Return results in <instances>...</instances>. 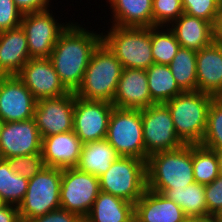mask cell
<instances>
[{"instance_id":"ab89813d","label":"cell","mask_w":222,"mask_h":222,"mask_svg":"<svg viewBox=\"0 0 222 222\" xmlns=\"http://www.w3.org/2000/svg\"><path fill=\"white\" fill-rule=\"evenodd\" d=\"M0 222H21L18 206L6 204L0 208Z\"/></svg>"},{"instance_id":"8992f818","label":"cell","mask_w":222,"mask_h":222,"mask_svg":"<svg viewBox=\"0 0 222 222\" xmlns=\"http://www.w3.org/2000/svg\"><path fill=\"white\" fill-rule=\"evenodd\" d=\"M100 191L135 204L147 189L146 161L119 156L99 177Z\"/></svg>"},{"instance_id":"f35d334b","label":"cell","mask_w":222,"mask_h":222,"mask_svg":"<svg viewBox=\"0 0 222 222\" xmlns=\"http://www.w3.org/2000/svg\"><path fill=\"white\" fill-rule=\"evenodd\" d=\"M18 9L23 13H32L47 10L50 0H13ZM52 1V0H51Z\"/></svg>"},{"instance_id":"4dcf8cb0","label":"cell","mask_w":222,"mask_h":222,"mask_svg":"<svg viewBox=\"0 0 222 222\" xmlns=\"http://www.w3.org/2000/svg\"><path fill=\"white\" fill-rule=\"evenodd\" d=\"M151 45L154 63L164 65L171 63L181 47L173 32L166 26L151 27Z\"/></svg>"},{"instance_id":"ffe728a7","label":"cell","mask_w":222,"mask_h":222,"mask_svg":"<svg viewBox=\"0 0 222 222\" xmlns=\"http://www.w3.org/2000/svg\"><path fill=\"white\" fill-rule=\"evenodd\" d=\"M197 91L222 95V44L212 42L197 51Z\"/></svg>"},{"instance_id":"d6986e66","label":"cell","mask_w":222,"mask_h":222,"mask_svg":"<svg viewBox=\"0 0 222 222\" xmlns=\"http://www.w3.org/2000/svg\"><path fill=\"white\" fill-rule=\"evenodd\" d=\"M83 143L73 132H63L42 138L41 154L45 166L76 167Z\"/></svg>"},{"instance_id":"2e32d148","label":"cell","mask_w":222,"mask_h":222,"mask_svg":"<svg viewBox=\"0 0 222 222\" xmlns=\"http://www.w3.org/2000/svg\"><path fill=\"white\" fill-rule=\"evenodd\" d=\"M17 76L37 100L69 93L49 58H30Z\"/></svg>"},{"instance_id":"60d3db41","label":"cell","mask_w":222,"mask_h":222,"mask_svg":"<svg viewBox=\"0 0 222 222\" xmlns=\"http://www.w3.org/2000/svg\"><path fill=\"white\" fill-rule=\"evenodd\" d=\"M212 28H213V41L222 44V5L218 6Z\"/></svg>"},{"instance_id":"681fc988","label":"cell","mask_w":222,"mask_h":222,"mask_svg":"<svg viewBox=\"0 0 222 222\" xmlns=\"http://www.w3.org/2000/svg\"><path fill=\"white\" fill-rule=\"evenodd\" d=\"M213 222H222V220H212Z\"/></svg>"},{"instance_id":"836d02e7","label":"cell","mask_w":222,"mask_h":222,"mask_svg":"<svg viewBox=\"0 0 222 222\" xmlns=\"http://www.w3.org/2000/svg\"><path fill=\"white\" fill-rule=\"evenodd\" d=\"M11 169L26 179H30L40 172L44 167V159L41 153L15 156L6 159Z\"/></svg>"},{"instance_id":"8fae6325","label":"cell","mask_w":222,"mask_h":222,"mask_svg":"<svg viewBox=\"0 0 222 222\" xmlns=\"http://www.w3.org/2000/svg\"><path fill=\"white\" fill-rule=\"evenodd\" d=\"M50 9L23 14L20 26L27 38L31 58H49L57 39L71 23H59Z\"/></svg>"},{"instance_id":"e575fe53","label":"cell","mask_w":222,"mask_h":222,"mask_svg":"<svg viewBox=\"0 0 222 222\" xmlns=\"http://www.w3.org/2000/svg\"><path fill=\"white\" fill-rule=\"evenodd\" d=\"M185 14L214 23L218 4L217 0H182Z\"/></svg>"},{"instance_id":"1f68e13d","label":"cell","mask_w":222,"mask_h":222,"mask_svg":"<svg viewBox=\"0 0 222 222\" xmlns=\"http://www.w3.org/2000/svg\"><path fill=\"white\" fill-rule=\"evenodd\" d=\"M200 145L222 151V100L215 97L208 110L207 127Z\"/></svg>"},{"instance_id":"4fadbf2b","label":"cell","mask_w":222,"mask_h":222,"mask_svg":"<svg viewBox=\"0 0 222 222\" xmlns=\"http://www.w3.org/2000/svg\"><path fill=\"white\" fill-rule=\"evenodd\" d=\"M75 93L42 98L36 103L34 119L41 137L73 131Z\"/></svg>"},{"instance_id":"74e56055","label":"cell","mask_w":222,"mask_h":222,"mask_svg":"<svg viewBox=\"0 0 222 222\" xmlns=\"http://www.w3.org/2000/svg\"><path fill=\"white\" fill-rule=\"evenodd\" d=\"M28 222H84V220L78 214L60 207Z\"/></svg>"},{"instance_id":"5b68a950","label":"cell","mask_w":222,"mask_h":222,"mask_svg":"<svg viewBox=\"0 0 222 222\" xmlns=\"http://www.w3.org/2000/svg\"><path fill=\"white\" fill-rule=\"evenodd\" d=\"M109 30V31H108ZM102 42L125 68L147 70L152 64L151 27H122L111 25Z\"/></svg>"},{"instance_id":"83f0119b","label":"cell","mask_w":222,"mask_h":222,"mask_svg":"<svg viewBox=\"0 0 222 222\" xmlns=\"http://www.w3.org/2000/svg\"><path fill=\"white\" fill-rule=\"evenodd\" d=\"M197 51L180 47L168 65L178 86L185 91H197Z\"/></svg>"},{"instance_id":"d590c367","label":"cell","mask_w":222,"mask_h":222,"mask_svg":"<svg viewBox=\"0 0 222 222\" xmlns=\"http://www.w3.org/2000/svg\"><path fill=\"white\" fill-rule=\"evenodd\" d=\"M22 17L13 0H0V32L20 27Z\"/></svg>"},{"instance_id":"f546056e","label":"cell","mask_w":222,"mask_h":222,"mask_svg":"<svg viewBox=\"0 0 222 222\" xmlns=\"http://www.w3.org/2000/svg\"><path fill=\"white\" fill-rule=\"evenodd\" d=\"M192 165L194 181L199 184H209L219 176L216 151L200 144L192 145Z\"/></svg>"},{"instance_id":"9a60e30c","label":"cell","mask_w":222,"mask_h":222,"mask_svg":"<svg viewBox=\"0 0 222 222\" xmlns=\"http://www.w3.org/2000/svg\"><path fill=\"white\" fill-rule=\"evenodd\" d=\"M42 137L35 119L5 122L0 133V158L41 153Z\"/></svg>"},{"instance_id":"603a6c76","label":"cell","mask_w":222,"mask_h":222,"mask_svg":"<svg viewBox=\"0 0 222 222\" xmlns=\"http://www.w3.org/2000/svg\"><path fill=\"white\" fill-rule=\"evenodd\" d=\"M111 25L122 27H153V0H107Z\"/></svg>"},{"instance_id":"3957f363","label":"cell","mask_w":222,"mask_h":222,"mask_svg":"<svg viewBox=\"0 0 222 222\" xmlns=\"http://www.w3.org/2000/svg\"><path fill=\"white\" fill-rule=\"evenodd\" d=\"M122 71L120 61L101 42L91 55L83 81L75 95L85 100L112 103Z\"/></svg>"},{"instance_id":"cb8c5ba5","label":"cell","mask_w":222,"mask_h":222,"mask_svg":"<svg viewBox=\"0 0 222 222\" xmlns=\"http://www.w3.org/2000/svg\"><path fill=\"white\" fill-rule=\"evenodd\" d=\"M84 222H134V204L100 191Z\"/></svg>"},{"instance_id":"484cf974","label":"cell","mask_w":222,"mask_h":222,"mask_svg":"<svg viewBox=\"0 0 222 222\" xmlns=\"http://www.w3.org/2000/svg\"><path fill=\"white\" fill-rule=\"evenodd\" d=\"M163 195L180 206L187 218H210L204 184L194 182L181 188L167 189Z\"/></svg>"},{"instance_id":"5bb4252c","label":"cell","mask_w":222,"mask_h":222,"mask_svg":"<svg viewBox=\"0 0 222 222\" xmlns=\"http://www.w3.org/2000/svg\"><path fill=\"white\" fill-rule=\"evenodd\" d=\"M37 99L17 75L0 76V117L5 122L34 118Z\"/></svg>"},{"instance_id":"c3c4849f","label":"cell","mask_w":222,"mask_h":222,"mask_svg":"<svg viewBox=\"0 0 222 222\" xmlns=\"http://www.w3.org/2000/svg\"><path fill=\"white\" fill-rule=\"evenodd\" d=\"M206 222H213L211 218H206Z\"/></svg>"},{"instance_id":"7c38bea8","label":"cell","mask_w":222,"mask_h":222,"mask_svg":"<svg viewBox=\"0 0 222 222\" xmlns=\"http://www.w3.org/2000/svg\"><path fill=\"white\" fill-rule=\"evenodd\" d=\"M113 107L107 101L85 100L75 95L73 132L83 144L106 139Z\"/></svg>"},{"instance_id":"b9f144b4","label":"cell","mask_w":222,"mask_h":222,"mask_svg":"<svg viewBox=\"0 0 222 222\" xmlns=\"http://www.w3.org/2000/svg\"><path fill=\"white\" fill-rule=\"evenodd\" d=\"M218 158L219 175L222 176V151H216Z\"/></svg>"},{"instance_id":"4316f807","label":"cell","mask_w":222,"mask_h":222,"mask_svg":"<svg viewBox=\"0 0 222 222\" xmlns=\"http://www.w3.org/2000/svg\"><path fill=\"white\" fill-rule=\"evenodd\" d=\"M146 73L150 96L155 104L166 103L184 92L178 86L168 65L154 63Z\"/></svg>"},{"instance_id":"7dc6e473","label":"cell","mask_w":222,"mask_h":222,"mask_svg":"<svg viewBox=\"0 0 222 222\" xmlns=\"http://www.w3.org/2000/svg\"><path fill=\"white\" fill-rule=\"evenodd\" d=\"M218 6L222 5V0H217Z\"/></svg>"},{"instance_id":"277c9868","label":"cell","mask_w":222,"mask_h":222,"mask_svg":"<svg viewBox=\"0 0 222 222\" xmlns=\"http://www.w3.org/2000/svg\"><path fill=\"white\" fill-rule=\"evenodd\" d=\"M215 97L200 91H185L165 104L176 134L184 144H200L207 127L208 110Z\"/></svg>"},{"instance_id":"f1b7e54d","label":"cell","mask_w":222,"mask_h":222,"mask_svg":"<svg viewBox=\"0 0 222 222\" xmlns=\"http://www.w3.org/2000/svg\"><path fill=\"white\" fill-rule=\"evenodd\" d=\"M29 180L14 172L6 159L0 158V196L6 204L19 206L27 192Z\"/></svg>"},{"instance_id":"8d00e7d4","label":"cell","mask_w":222,"mask_h":222,"mask_svg":"<svg viewBox=\"0 0 222 222\" xmlns=\"http://www.w3.org/2000/svg\"><path fill=\"white\" fill-rule=\"evenodd\" d=\"M205 200L208 215L214 216L222 208V176L205 185Z\"/></svg>"},{"instance_id":"d4e9b609","label":"cell","mask_w":222,"mask_h":222,"mask_svg":"<svg viewBox=\"0 0 222 222\" xmlns=\"http://www.w3.org/2000/svg\"><path fill=\"white\" fill-rule=\"evenodd\" d=\"M118 157L106 139L87 142L82 145L76 168L99 178Z\"/></svg>"},{"instance_id":"bcb514c9","label":"cell","mask_w":222,"mask_h":222,"mask_svg":"<svg viewBox=\"0 0 222 222\" xmlns=\"http://www.w3.org/2000/svg\"><path fill=\"white\" fill-rule=\"evenodd\" d=\"M5 205H6V203L3 201V199L0 196V208H2Z\"/></svg>"},{"instance_id":"e0dca14e","label":"cell","mask_w":222,"mask_h":222,"mask_svg":"<svg viewBox=\"0 0 222 222\" xmlns=\"http://www.w3.org/2000/svg\"><path fill=\"white\" fill-rule=\"evenodd\" d=\"M112 104L117 108L139 110L155 104L150 96L146 70L123 69Z\"/></svg>"},{"instance_id":"9c48e42d","label":"cell","mask_w":222,"mask_h":222,"mask_svg":"<svg viewBox=\"0 0 222 222\" xmlns=\"http://www.w3.org/2000/svg\"><path fill=\"white\" fill-rule=\"evenodd\" d=\"M145 161L152 154L180 148L170 110L165 103L141 109Z\"/></svg>"},{"instance_id":"7402d4cb","label":"cell","mask_w":222,"mask_h":222,"mask_svg":"<svg viewBox=\"0 0 222 222\" xmlns=\"http://www.w3.org/2000/svg\"><path fill=\"white\" fill-rule=\"evenodd\" d=\"M180 46L199 51L213 42L212 24L183 13L169 26Z\"/></svg>"},{"instance_id":"f6af8a7d","label":"cell","mask_w":222,"mask_h":222,"mask_svg":"<svg viewBox=\"0 0 222 222\" xmlns=\"http://www.w3.org/2000/svg\"><path fill=\"white\" fill-rule=\"evenodd\" d=\"M4 124H5V121L0 117V133L3 129Z\"/></svg>"},{"instance_id":"d6a6232c","label":"cell","mask_w":222,"mask_h":222,"mask_svg":"<svg viewBox=\"0 0 222 222\" xmlns=\"http://www.w3.org/2000/svg\"><path fill=\"white\" fill-rule=\"evenodd\" d=\"M183 13L182 0H153V27H168Z\"/></svg>"},{"instance_id":"44dd1931","label":"cell","mask_w":222,"mask_h":222,"mask_svg":"<svg viewBox=\"0 0 222 222\" xmlns=\"http://www.w3.org/2000/svg\"><path fill=\"white\" fill-rule=\"evenodd\" d=\"M30 58L21 26L0 32V76L18 75Z\"/></svg>"},{"instance_id":"ba28073f","label":"cell","mask_w":222,"mask_h":222,"mask_svg":"<svg viewBox=\"0 0 222 222\" xmlns=\"http://www.w3.org/2000/svg\"><path fill=\"white\" fill-rule=\"evenodd\" d=\"M106 140L119 156L145 160L141 110L113 107Z\"/></svg>"},{"instance_id":"7bdbcfd3","label":"cell","mask_w":222,"mask_h":222,"mask_svg":"<svg viewBox=\"0 0 222 222\" xmlns=\"http://www.w3.org/2000/svg\"><path fill=\"white\" fill-rule=\"evenodd\" d=\"M185 222H206V218H188Z\"/></svg>"},{"instance_id":"6da1fadb","label":"cell","mask_w":222,"mask_h":222,"mask_svg":"<svg viewBox=\"0 0 222 222\" xmlns=\"http://www.w3.org/2000/svg\"><path fill=\"white\" fill-rule=\"evenodd\" d=\"M86 29L78 22H71L57 39L49 57L69 92L75 93L80 87L91 55L102 42V32Z\"/></svg>"},{"instance_id":"52a82bcc","label":"cell","mask_w":222,"mask_h":222,"mask_svg":"<svg viewBox=\"0 0 222 222\" xmlns=\"http://www.w3.org/2000/svg\"><path fill=\"white\" fill-rule=\"evenodd\" d=\"M62 168L45 166L29 179L27 192L18 206L21 222L42 216L61 207Z\"/></svg>"},{"instance_id":"7a4b0ae2","label":"cell","mask_w":222,"mask_h":222,"mask_svg":"<svg viewBox=\"0 0 222 222\" xmlns=\"http://www.w3.org/2000/svg\"><path fill=\"white\" fill-rule=\"evenodd\" d=\"M146 173L147 188L161 194L167 189L193 184L192 144L150 155Z\"/></svg>"},{"instance_id":"ee69618b","label":"cell","mask_w":222,"mask_h":222,"mask_svg":"<svg viewBox=\"0 0 222 222\" xmlns=\"http://www.w3.org/2000/svg\"><path fill=\"white\" fill-rule=\"evenodd\" d=\"M210 218L211 220H222V208L219 210V212L216 215L211 216Z\"/></svg>"},{"instance_id":"ac0fdd59","label":"cell","mask_w":222,"mask_h":222,"mask_svg":"<svg viewBox=\"0 0 222 222\" xmlns=\"http://www.w3.org/2000/svg\"><path fill=\"white\" fill-rule=\"evenodd\" d=\"M187 219L175 202L148 188L134 204V222H185Z\"/></svg>"},{"instance_id":"30bf717a","label":"cell","mask_w":222,"mask_h":222,"mask_svg":"<svg viewBox=\"0 0 222 222\" xmlns=\"http://www.w3.org/2000/svg\"><path fill=\"white\" fill-rule=\"evenodd\" d=\"M100 192L99 178L76 167L62 169L61 208L84 219Z\"/></svg>"}]
</instances>
